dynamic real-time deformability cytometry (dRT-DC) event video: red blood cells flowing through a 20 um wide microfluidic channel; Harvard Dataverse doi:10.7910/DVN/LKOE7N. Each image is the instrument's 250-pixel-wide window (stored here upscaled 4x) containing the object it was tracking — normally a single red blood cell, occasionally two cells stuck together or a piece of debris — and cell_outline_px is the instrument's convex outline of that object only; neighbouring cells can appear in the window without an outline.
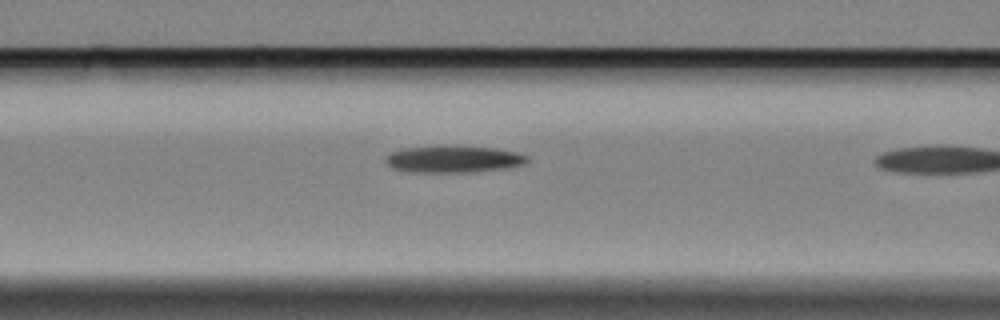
{"species": "Egyptian fruit bat (a non-hibernating species)", "species_latin": "Rousettus aegyptiacus", "temperature_condition": "cold", "stored_images_in_passage": 6, "camera_frame_rate_fps": 3000, "um_per_image_px": 0.085, "animal": {"sex": "female"}, "frame": {"image": 1, "passage_image": 5, "time_ms": 1.333, "image_size_px": [1000, 320], "cell_outline_px": [[528, 160], [520, 164], [504, 168], [472, 172], [412, 172], [392, 168], [384, 160], [384, 156], [388, 152], [404, 148], [496, 148], [516, 152], [528, 156]], "centroid_in_image_um": [38.48, 13.56], "position_along_channel_um": 128.1, "area_um2": 21.27}}